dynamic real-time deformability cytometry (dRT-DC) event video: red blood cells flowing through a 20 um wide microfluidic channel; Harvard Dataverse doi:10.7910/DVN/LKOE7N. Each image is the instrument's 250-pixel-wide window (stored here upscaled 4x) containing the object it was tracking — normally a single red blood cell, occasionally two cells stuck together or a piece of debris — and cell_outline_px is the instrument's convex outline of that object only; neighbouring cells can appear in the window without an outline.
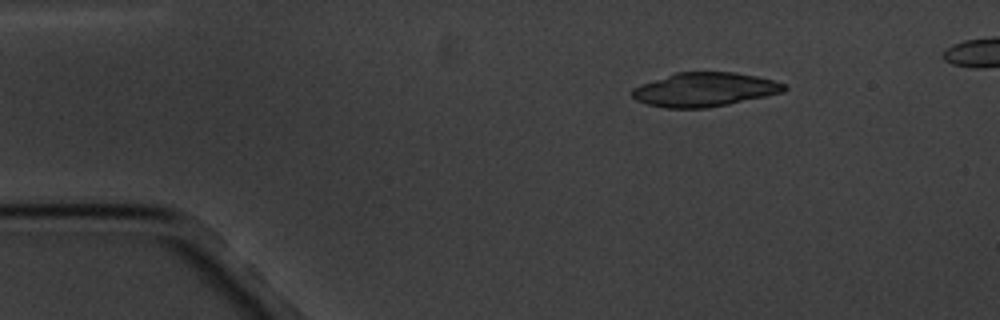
{"species": "common noctule bat (a hibernating species)", "species_latin": "Nyctalus noctula", "temperature_condition": "cold", "stored_images_in_passage": 5, "segment_of_instrument_passage": [2, 2], "camera_frame_rate_fps": 3000, "um_per_image_px": 0.085, "animal": {"sex": "male", "body_mass_g": 20.1, "forearm_length_mm": 53.5}, "frame": {"image": 1, "passage_image": 5, "time_ms": 6.0, "image_size_px": [1000, 320], "cell_outline_px": [[788, 88], [784, 92], [728, 104], [708, 108], [664, 108], [648, 104], [636, 100], [632, 96], [632, 88], [640, 84], [676, 72], [732, 72], [756, 76], [772, 80], [784, 84]], "centroid_in_image_um": [59.86, 7.61], "position_along_channel_um": 25.1, "area_um2": 30.0}}